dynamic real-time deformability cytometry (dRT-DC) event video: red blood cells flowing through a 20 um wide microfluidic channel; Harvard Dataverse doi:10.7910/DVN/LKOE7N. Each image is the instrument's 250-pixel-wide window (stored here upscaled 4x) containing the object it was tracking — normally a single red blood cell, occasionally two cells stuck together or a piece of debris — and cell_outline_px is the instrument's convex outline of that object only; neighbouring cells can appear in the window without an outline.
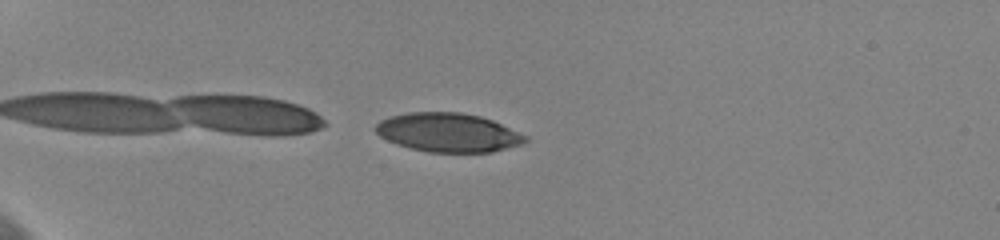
{"species": "human", "species_latin": "Homo sapiens", "temperature_condition": "cold", "stored_images_in_passage": 42, "camera_frame_rate_fps": 3000, "um_per_image_px": 0.085, "donor": {"sex": "female"}, "frame": {"image": 1, "passage_image": 1, "time_ms": 0.0, "image_size_px": [1000, 240], "cell_outline_px": [[528, 140], [524, 144], [492, 152], [428, 152], [396, 144], [380, 136], [376, 132], [376, 124], [380, 120], [392, 116], [408, 112], [460, 112], [480, 116], [492, 120], [528, 136]], "centroid_in_image_um": [38.13, 11.26], "position_along_channel_um": 46.9, "area_um2": 33.87}}
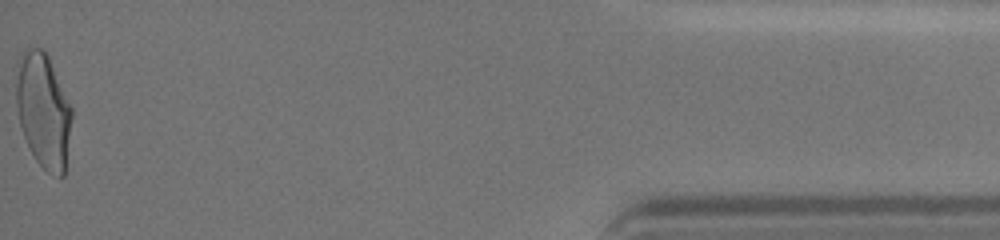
{"frame": {"image": 2, "passage_image": 42, "time_ms": 13.667, "image_size_px": [1000, 240], "cell_outline_px": [[72, 116], [64, 176], [60, 180], [48, 172], [36, 160], [20, 128], [16, 104], [16, 84], [20, 52], [28, 44], [44, 48], [48, 56], [72, 108]], "centroid_in_image_um": [3.67, 9.35], "position_along_channel_um": 431.5, "area_um2": 37.45}, "authors_computed_cell_mechanics": {"area_um2": 36.0094, "velocity_mm_per_s": 3.6299, "shape_relaxation_time_tau1_ms": 4.6448, "shape_relaxation_time_tau2_ms": 0.8405, "deformation_change_tau1": 0.159, "deformation_change_tau2": 0.051}}